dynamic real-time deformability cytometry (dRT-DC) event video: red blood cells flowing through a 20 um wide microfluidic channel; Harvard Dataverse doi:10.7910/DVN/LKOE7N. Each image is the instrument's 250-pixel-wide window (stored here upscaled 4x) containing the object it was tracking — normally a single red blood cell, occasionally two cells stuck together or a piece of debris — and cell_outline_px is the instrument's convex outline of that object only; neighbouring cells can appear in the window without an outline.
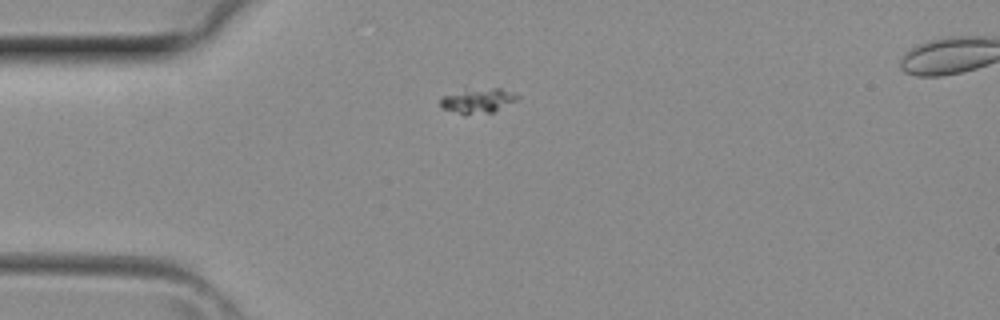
{"species": "common noctule bat (a hibernating species)", "species_latin": "Nyctalus noctula", "temperature_condition": "room temperature", "stored_images_in_passage": 1, "camera_frame_rate_fps": 3000, "um_per_image_px": 0.085, "animal": {"sex": "female", "body_mass_g": 29.2, "forearm_length_mm": 56.3}, "frame": {"image": 1, "passage_image": 1, "time_ms": 0.0, "image_size_px": [1000, 320], "cell_outline_px": [[520, 96], [516, 100], [492, 112], [464, 116], [440, 108], [440, 96], [464, 88], [500, 88]], "centroid_in_image_um": [40.49, 8.55], "position_along_channel_um": 44.5, "area_um2": 11.56}}